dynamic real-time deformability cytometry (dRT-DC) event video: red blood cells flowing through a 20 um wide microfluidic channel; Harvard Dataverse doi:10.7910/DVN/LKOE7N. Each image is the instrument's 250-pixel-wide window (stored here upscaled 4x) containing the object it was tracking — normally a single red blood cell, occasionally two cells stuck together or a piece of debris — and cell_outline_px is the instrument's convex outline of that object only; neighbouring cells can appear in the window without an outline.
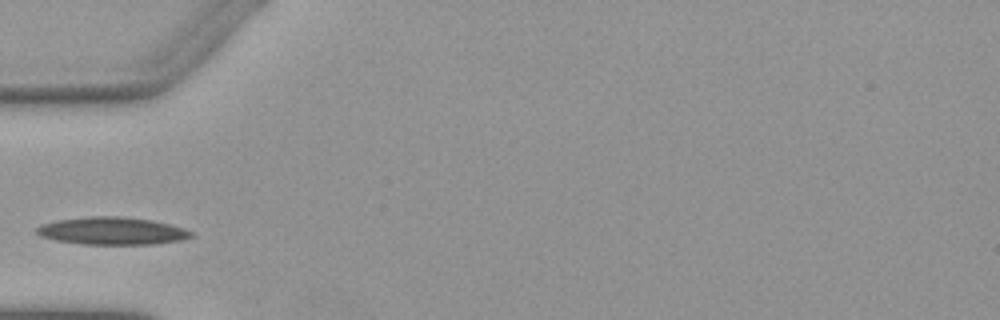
{"species": "Egyptian fruit bat (a non-hibernating species)", "species_latin": "Rousettus aegyptiacus", "temperature_condition": "warm", "stored_images_in_passage": 25, "camera_frame_rate_fps": 3000, "um_per_image_px": 0.085, "animal": {"sex": "female"}, "frame": {"image": 1, "passage_image": 1, "time_ms": 0.0, "image_size_px": [1000, 320], "cell_outline_px": [[196, 236], [184, 240], [156, 244], [80, 244], [56, 240], [40, 236], [36, 232], [36, 228], [44, 224], [56, 220], [88, 216], [120, 216], [152, 220], [184, 228], [192, 232]], "centroid_in_image_um": [9.57, 19.63], "position_along_channel_um": 75.4, "area_um2": 24.91}}
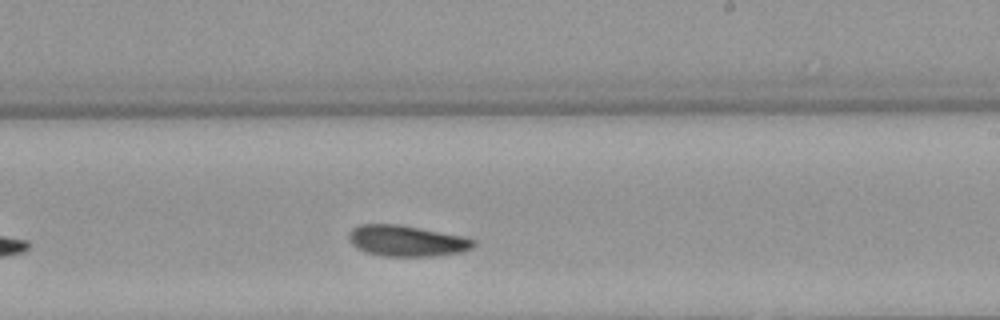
{"frame": {"image": 2, "passage_image": 15, "time_ms": 4.667, "image_size_px": [1000, 320], "cell_outline_px": [[476, 244], [472, 248], [460, 252], [432, 256], [380, 256], [368, 252], [352, 244], [348, 240], [348, 232], [352, 228], [360, 224], [396, 224], [464, 236], [476, 240]], "centroid_in_image_um": [34.56, 20.47], "position_along_channel_um": 254.4, "area_um2": 22.43}}
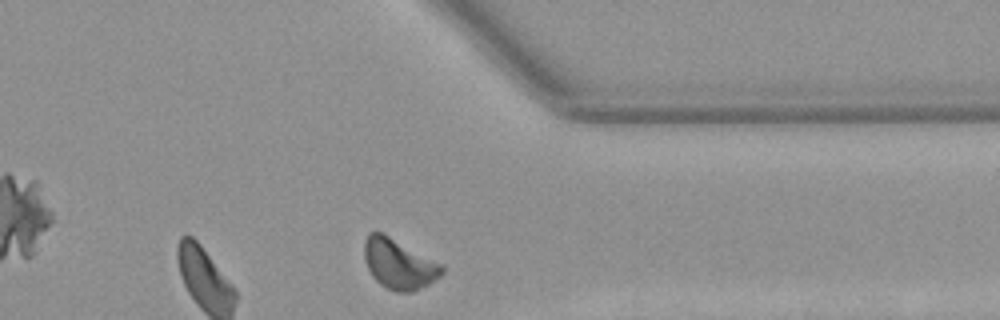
{"frame": {"image": 3, "passage_image": 25, "time_ms": 8.0, "image_size_px": [1000, 320], "cell_outline_px": [[444, 272], [440, 276], [428, 284], [412, 292], [396, 292], [380, 284], [372, 276], [364, 260], [364, 240], [368, 232], [380, 232], [444, 264]], "centroid_in_image_um": [33.91, 22.44], "position_along_channel_um": 377.5, "area_um2": 22.6}}